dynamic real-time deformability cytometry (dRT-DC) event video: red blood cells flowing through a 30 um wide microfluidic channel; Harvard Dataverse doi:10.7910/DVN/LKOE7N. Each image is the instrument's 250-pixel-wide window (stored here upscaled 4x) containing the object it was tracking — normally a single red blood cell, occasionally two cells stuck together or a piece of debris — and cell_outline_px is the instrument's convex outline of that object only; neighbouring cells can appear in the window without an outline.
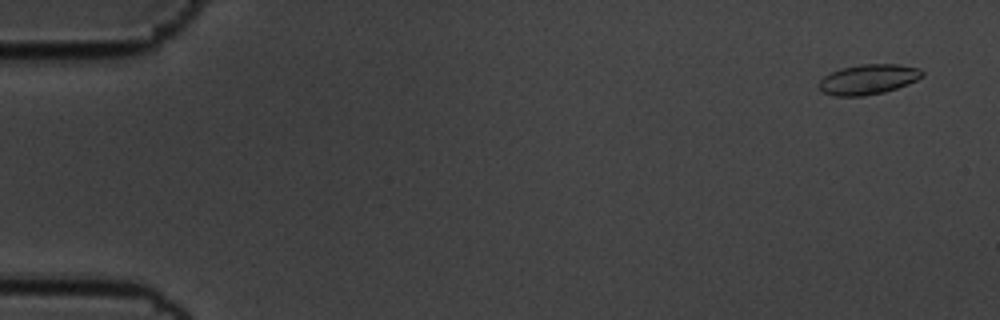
{"species": "common noctule bat (a hibernating species)", "species_latin": "Nyctalus noctula", "temperature_condition": "cold", "stored_images_in_passage": 58, "camera_frame_rate_fps": 3000, "um_per_image_px": 0.085, "animal": {"sex": "male", "body_mass_g": 19.5, "forearm_length_mm": 54.6}, "frame": {"image": 1, "passage_image": 3, "time_ms": 0.667, "image_size_px": [1000, 320], "cell_outline_px": [[924, 76], [908, 84], [884, 92], [864, 96], [836, 96], [824, 92], [816, 84], [824, 76], [840, 68], [860, 64], [896, 64], [920, 68], [924, 72]], "centroid_in_image_um": [73.81, 6.74], "position_along_channel_um": 11.2, "area_um2": 18.15}}
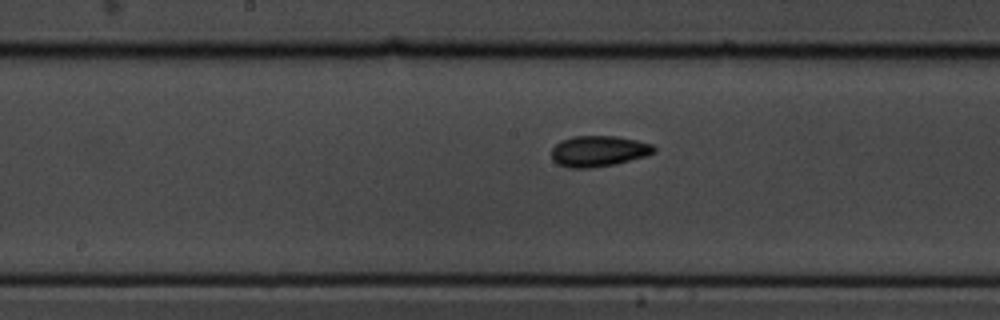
{"frame": {"image": 2, "passage_image": 30, "time_ms": 9.667, "image_size_px": [1000, 320], "cell_outline_px": [[656, 152], [644, 156], [612, 164], [588, 168], [568, 168], [556, 164], [552, 160], [552, 148], [560, 140], [572, 136], [616, 136], [636, 140], [652, 144], [656, 148]], "centroid_in_image_um": [50.83, 12.84], "position_along_channel_um": 197.4, "area_um2": 18.38}}
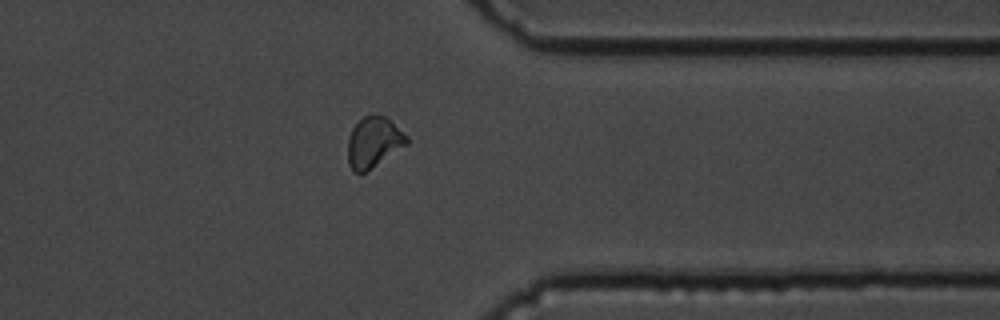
{"frame": {"image": 3, "passage_image": 46, "time_ms": 15.0, "image_size_px": [1000, 320], "cell_outline_px": [[408, 144], [364, 172], [352, 172], [348, 164], [348, 136], [352, 128], [364, 116], [372, 112], [376, 112], [392, 120], [408, 136]], "centroid_in_image_um": [31.76, 12.04], "position_along_channel_um": 379.6, "area_um2": 17.57}, "authors_computed_cell_mechanics": {"area_um2": 17.6579, "velocity_mm_per_s": 3.5303, "shape_relaxation_time_tau1_ms": 2.8292, "shape_relaxation_time_tau2_ms": 3.7507, "deformation_change_tau1": 0.0997, "deformation_change_tau2": 0.0893}}